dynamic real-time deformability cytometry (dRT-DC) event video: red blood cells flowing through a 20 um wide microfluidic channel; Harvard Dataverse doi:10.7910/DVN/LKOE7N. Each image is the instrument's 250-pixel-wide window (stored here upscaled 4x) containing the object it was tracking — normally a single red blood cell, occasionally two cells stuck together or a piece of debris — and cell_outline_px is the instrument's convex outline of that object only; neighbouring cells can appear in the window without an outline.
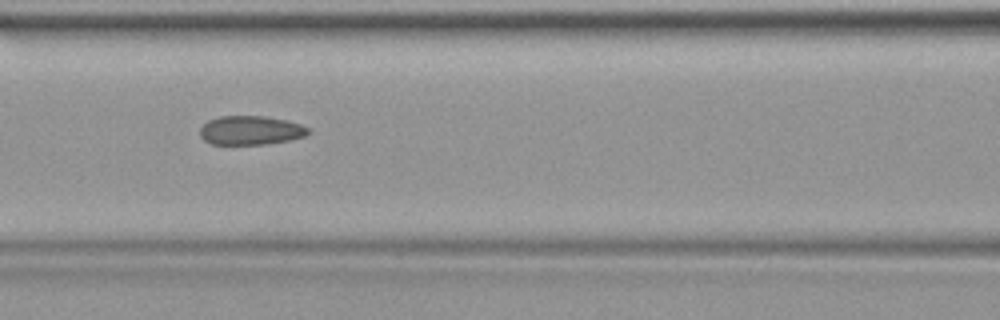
{"species": "common noctule bat (a hibernating species)", "species_latin": "Nyctalus noctula", "temperature_condition": "warm", "stored_images_in_passage": 5, "camera_frame_rate_fps": 3000, "um_per_image_px": 0.085, "animal": {"sex": "female", "body_mass_g": 19.9}, "frame": {"image": 1, "passage_image": 5, "time_ms": 1.333, "image_size_px": [1000, 320], "cell_outline_px": [[312, 132], [304, 136], [292, 140], [264, 144], [212, 144], [204, 140], [200, 136], [200, 128], [208, 120], [220, 116], [264, 116], [288, 120], [300, 124], [308, 128]], "centroid_in_image_um": [21.32, 11.07], "position_along_channel_um": 145.3, "area_um2": 18.38}}